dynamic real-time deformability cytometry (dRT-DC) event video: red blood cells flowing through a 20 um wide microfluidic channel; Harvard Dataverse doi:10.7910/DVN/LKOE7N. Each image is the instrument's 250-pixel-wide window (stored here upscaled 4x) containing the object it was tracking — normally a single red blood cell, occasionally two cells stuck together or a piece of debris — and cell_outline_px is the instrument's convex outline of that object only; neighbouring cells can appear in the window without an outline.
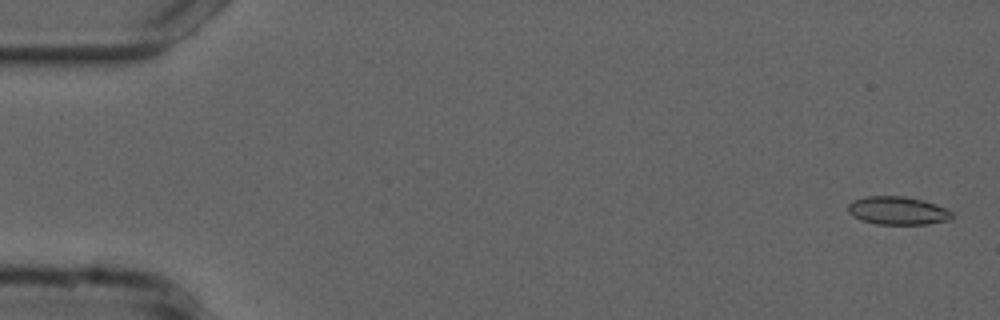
{"species": "common noctule bat (a hibernating species)", "species_latin": "Nyctalus noctula", "temperature_condition": "cold", "stored_images_in_passage": 15, "camera_frame_rate_fps": 3000, "um_per_image_px": 0.085, "animal": {"sex": "male", "forearm_length_mm": 52.5}, "frame": {"image": 1, "passage_image": 2, "time_ms": 0.333, "image_size_px": [1000, 320], "cell_outline_px": [[952, 220], [928, 224], [876, 224], [860, 220], [852, 216], [848, 212], [848, 204], [852, 200], [864, 196], [904, 196], [924, 200], [944, 208], [952, 212]], "centroid_in_image_um": [76.27, 17.9], "position_along_channel_um": 8.7, "area_um2": 17.22}}
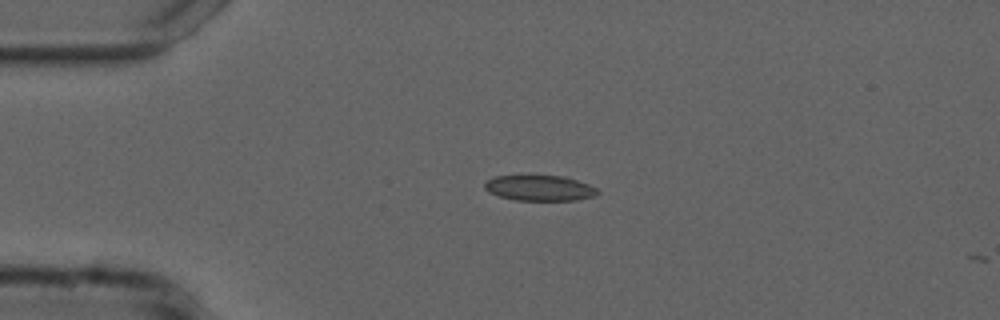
{"frame": {"image": 2, "passage_image": 13, "time_ms": 4.0, "image_size_px": [1000, 320], "cell_outline_px": [[600, 192], [596, 196], [576, 200], [516, 200], [500, 196], [488, 192], [484, 188], [484, 184], [488, 180], [496, 176], [564, 176], [588, 184], [596, 188]], "centroid_in_image_um": [45.89, 15.99], "position_along_channel_um": 39.1, "area_um2": 16.65}}